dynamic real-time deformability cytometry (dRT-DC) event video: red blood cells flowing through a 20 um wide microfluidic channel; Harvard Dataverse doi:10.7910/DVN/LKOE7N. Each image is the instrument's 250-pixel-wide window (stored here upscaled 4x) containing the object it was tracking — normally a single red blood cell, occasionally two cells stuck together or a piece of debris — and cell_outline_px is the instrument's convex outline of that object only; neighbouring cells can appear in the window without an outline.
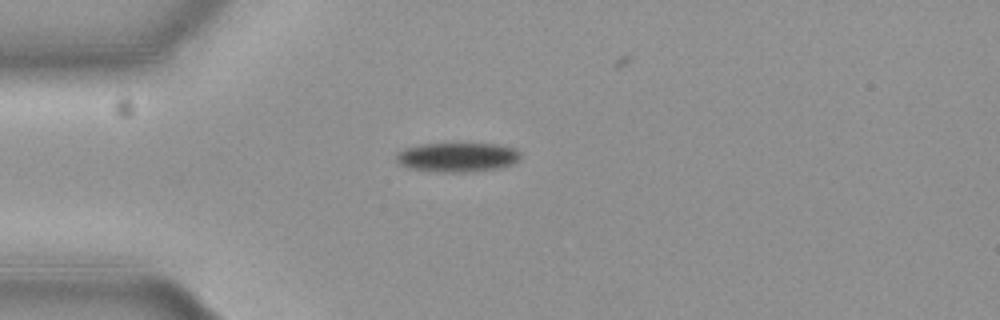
{"species": "common noctule bat (a hibernating species)", "species_latin": "Nyctalus noctula", "temperature_condition": "cold", "stored_images_in_passage": 43, "camera_frame_rate_fps": 3000, "um_per_image_px": 0.085, "animal": {"sex": "female", "body_mass_g": 19.3, "forearm_length_mm": 54.1}, "frame": {"image": 1, "passage_image": 1, "time_ms": 0.0, "image_size_px": [1000, 320], "cell_outline_px": [[520, 160], [512, 164], [500, 168], [464, 172], [440, 172], [408, 168], [400, 164], [396, 160], [396, 152], [404, 148], [420, 144], [496, 144], [512, 148], [520, 152]], "centroid_in_image_um": [38.85, 13.36], "position_along_channel_um": 46.2, "area_um2": 21.21}}
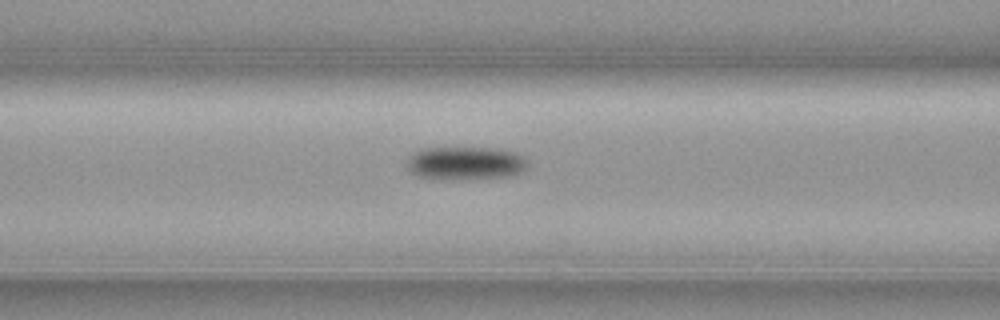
{"frame": {"image": 2, "passage_image": 9, "time_ms": 2.667, "image_size_px": [1000, 320], "cell_outline_px": [[528, 164], [520, 172], [512, 176], [464, 180], [432, 180], [416, 176], [408, 172], [404, 168], [408, 156], [412, 152], [420, 148], [500, 148], [516, 152], [524, 156]], "centroid_in_image_um": [39.46, 13.89], "position_along_channel_um": 127.1, "area_um2": 24.45}}
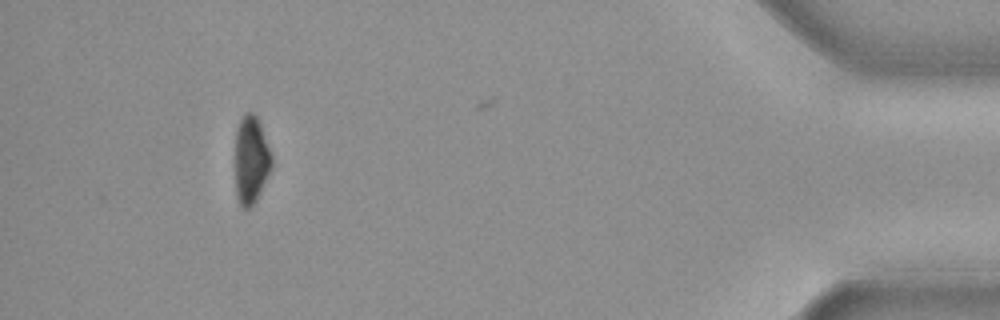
{"frame": {"image": 3, "passage_image": 38, "time_ms": 12.333, "image_size_px": [1000, 320], "cell_outline_px": [[272, 168], [256, 200], [248, 208], [244, 208], [240, 204], [236, 196], [236, 128], [244, 112], [252, 112], [256, 116], [260, 124], [272, 156]], "centroid_in_image_um": [21.34, 13.57], "position_along_channel_um": 413.9, "area_um2": 18.5}, "authors_computed_cell_mechanics": {"area_um2": 21.8484, "velocity_mm_per_s": 3.6917, "shape_relaxation_time_tau1_ms": 3.7479, "shape_relaxation_time_tau2_ms": null, "deformation_change_tau1": 0.1188, "deformation_change_tau2": null}}